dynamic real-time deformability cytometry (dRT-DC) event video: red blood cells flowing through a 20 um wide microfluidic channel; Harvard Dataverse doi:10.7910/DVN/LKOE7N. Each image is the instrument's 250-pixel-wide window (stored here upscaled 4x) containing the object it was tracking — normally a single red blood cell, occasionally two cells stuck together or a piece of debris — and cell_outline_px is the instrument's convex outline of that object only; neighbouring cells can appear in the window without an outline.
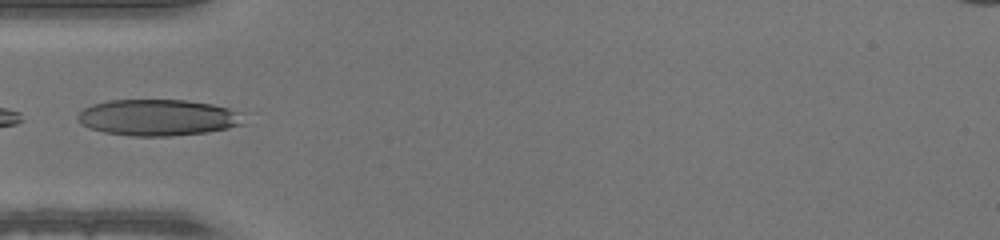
{"species": "human", "species_latin": "Homo sapiens", "temperature_condition": "warm", "stored_images_in_passage": 31, "camera_frame_rate_fps": 3000, "um_per_image_px": 0.085, "donor": {"sex": "male"}, "frame": {"image": 1, "passage_image": 1, "time_ms": 0.0, "image_size_px": [1000, 240], "cell_outline_px": [[248, 124], [208, 132], [172, 136], [128, 136], [104, 132], [88, 128], [80, 124], [76, 120], [76, 116], [84, 108], [92, 104], [108, 100], [188, 100], [212, 104], [228, 108], [240, 112]], "centroid_in_image_um": [13.43, 9.99], "position_along_channel_um": 71.6, "area_um2": 35.66}}
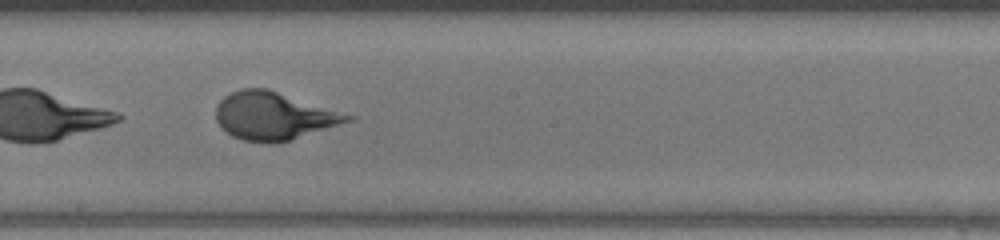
{"frame": {"image": 2, "passage_image": 12, "time_ms": 3.667, "image_size_px": [1000, 240], "cell_outline_px": [[356, 116], [352, 120], [288, 140], [244, 140], [232, 136], [216, 120], [216, 108], [220, 100], [224, 96], [240, 88], [268, 88]], "centroid_in_image_um": [23.27, 9.79], "position_along_channel_um": 224.9, "area_um2": 35.66}}
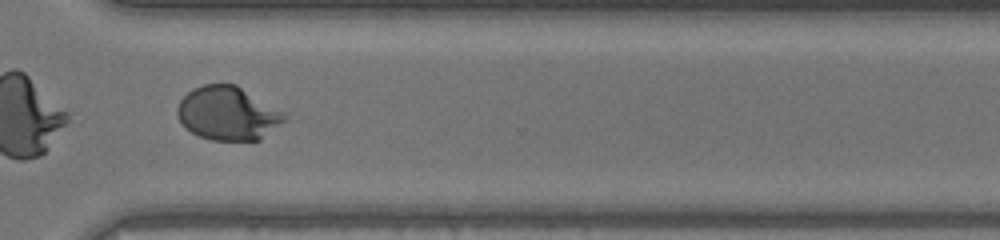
{"frame": {"image": 3, "passage_image": 21, "time_ms": 6.667, "image_size_px": [1000, 240], "cell_outline_px": [[288, 116], [284, 120], [260, 140], [212, 140], [200, 136], [184, 128], [176, 112], [176, 108], [180, 100], [188, 92], [204, 84], [236, 84], [284, 112]], "centroid_in_image_um": [19.35, 9.63], "position_along_channel_um": 351.3, "area_um2": 33.23}}